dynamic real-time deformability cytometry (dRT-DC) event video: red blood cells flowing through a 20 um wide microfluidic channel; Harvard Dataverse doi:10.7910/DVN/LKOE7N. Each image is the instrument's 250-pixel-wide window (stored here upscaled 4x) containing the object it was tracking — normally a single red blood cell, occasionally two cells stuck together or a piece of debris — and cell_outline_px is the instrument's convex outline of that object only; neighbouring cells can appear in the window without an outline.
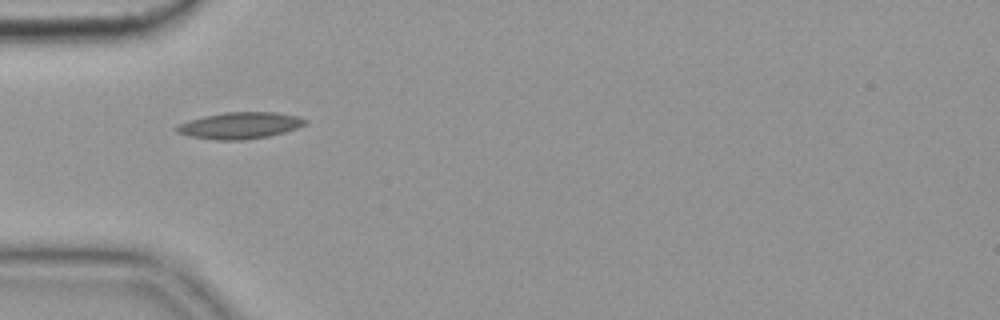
{"species": "common noctule bat (a hibernating species)", "species_latin": "Nyctalus noctula", "temperature_condition": "cold", "stored_images_in_passage": 39, "camera_frame_rate_fps": 3000, "um_per_image_px": 0.085, "animal": {"sex": "female", "body_mass_g": 19.9}, "frame": {"image": 1, "passage_image": 1, "time_ms": 0.0, "image_size_px": [1000, 320], "cell_outline_px": [[308, 124], [284, 132], [268, 136], [244, 140], [216, 140], [188, 136], [176, 132], [172, 128], [188, 120], [204, 116], [224, 112], [276, 112], [300, 116], [308, 120]], "centroid_in_image_um": [20.39, 10.66], "position_along_channel_um": 64.6, "area_um2": 20.11}}
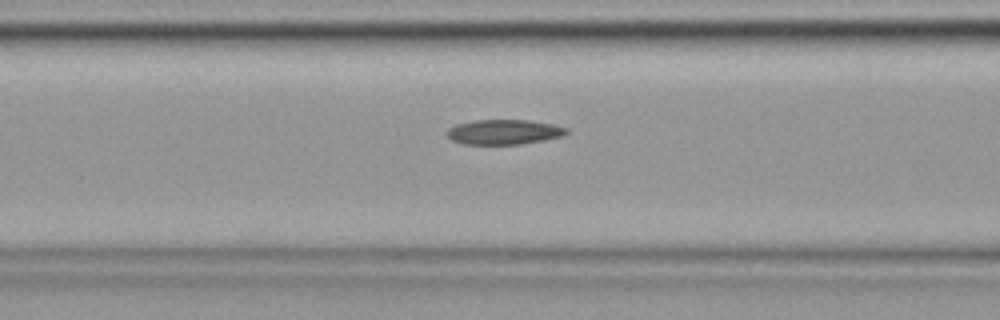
{"frame": {"image": 2, "passage_image": 6, "time_ms": 1.667, "image_size_px": [1000, 320], "cell_outline_px": [[568, 132], [564, 136], [544, 140], [520, 144], [464, 144], [452, 140], [444, 132], [448, 128], [456, 124], [476, 120], [528, 120], [552, 124], [568, 128]], "centroid_in_image_um": [42.83, 11.22], "position_along_channel_um": 123.8, "area_um2": 17.4}}
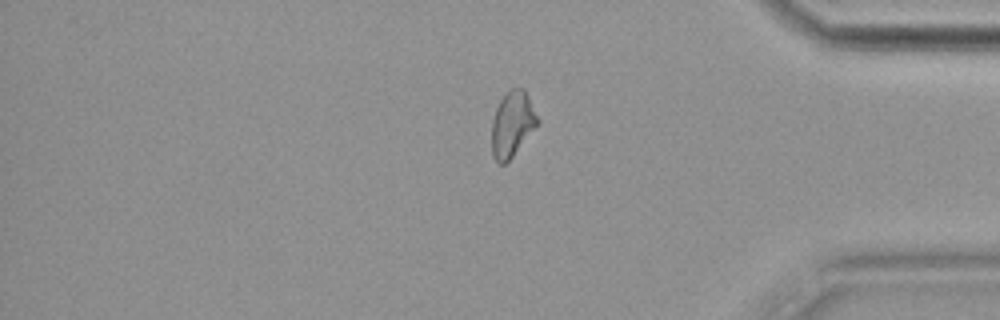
{"frame": {"image": 3, "passage_image": 30, "time_ms": 9.667, "image_size_px": [1000, 320], "cell_outline_px": [[540, 124], [512, 156], [504, 164], [500, 164], [492, 156], [492, 120], [496, 108], [500, 100], [508, 88], [524, 88], [540, 120]], "centroid_in_image_um": [43.56, 10.52], "position_along_channel_um": 391.6, "area_um2": 17.63}, "authors_computed_cell_mechanics": {"area_um2": 17.8024, "velocity_mm_per_s": 3.6247, "shape_relaxation_time_tau1_ms": null, "shape_relaxation_time_tau2_ms": 11.0528, "deformation_change_tau1": null, "deformation_change_tau2": 0.2079}}